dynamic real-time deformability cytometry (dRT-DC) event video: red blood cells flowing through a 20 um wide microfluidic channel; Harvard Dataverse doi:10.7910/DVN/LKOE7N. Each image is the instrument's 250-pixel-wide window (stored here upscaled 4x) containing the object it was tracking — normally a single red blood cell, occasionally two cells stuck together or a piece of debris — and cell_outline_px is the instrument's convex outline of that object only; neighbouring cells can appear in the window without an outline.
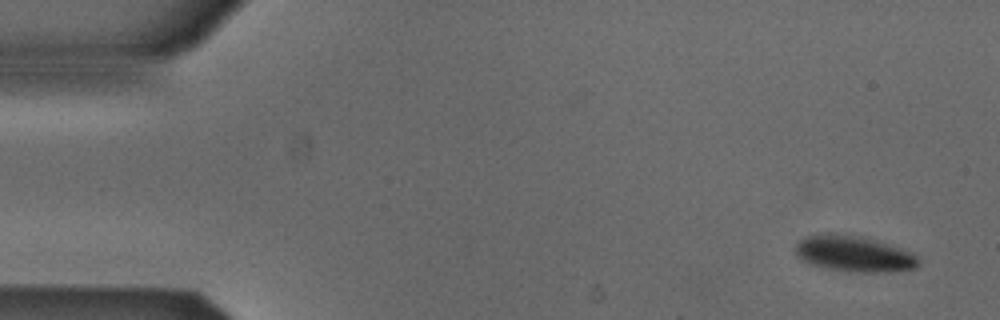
{"species": "Egyptian fruit bat (a non-hibernating species)", "species_latin": "Rousettus aegyptiacus", "temperature_condition": "cold", "stored_images_in_passage": 5, "camera_frame_rate_fps": 3000, "um_per_image_px": 0.085, "animal": {"sex": "male"}, "frame": {"image": 1, "passage_image": 1, "time_ms": 0.0, "image_size_px": [1000, 320], "cell_outline_px": [[920, 264], [916, 268], [888, 272], [848, 272], [824, 268], [808, 264], [800, 260], [796, 256], [796, 244], [804, 236], [820, 232], [828, 232], [864, 236], [912, 252], [920, 260]], "centroid_in_image_um": [72.54, 21.56], "position_along_channel_um": 12.5, "area_um2": 26.47}}
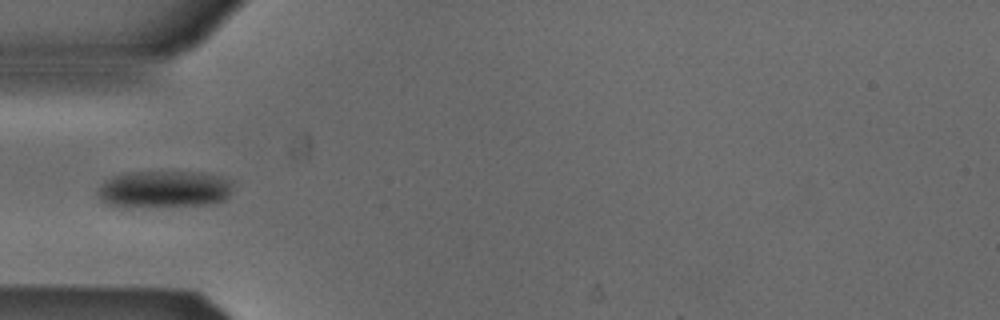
{"frame": {"image": 2, "passage_image": 4, "time_ms": 1.0, "image_size_px": [1000, 320], "cell_outline_px": [[232, 192], [224, 200], [216, 204], [148, 208], [124, 208], [104, 204], [96, 196], [96, 192], [104, 180], [112, 176], [124, 172], [200, 172], [220, 176], [232, 180]], "centroid_in_image_um": [13.9, 16.12], "position_along_channel_um": 71.1, "area_um2": 30.46}}